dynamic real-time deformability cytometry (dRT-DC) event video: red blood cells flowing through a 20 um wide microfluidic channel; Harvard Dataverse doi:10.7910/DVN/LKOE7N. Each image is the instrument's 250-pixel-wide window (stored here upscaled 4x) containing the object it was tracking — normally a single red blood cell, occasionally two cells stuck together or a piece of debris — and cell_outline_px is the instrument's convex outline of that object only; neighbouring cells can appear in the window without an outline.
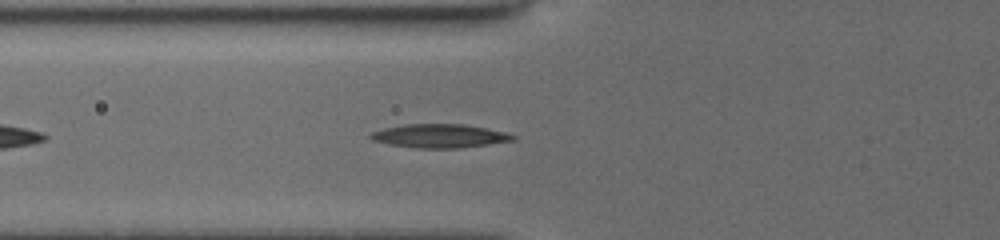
{"species": "common noctule bat (a hibernating species)", "species_latin": "Nyctalus noctula", "temperature_condition": "cold", "stored_images_in_passage": 38, "camera_frame_rate_fps": 3000, "um_per_image_px": 0.085, "animal": {"sex": "female", "body_mass_g": 19.5, "forearm_length_mm": 54.1}, "frame": {"image": 1, "passage_image": 6, "time_ms": 1.667, "image_size_px": [1000, 240], "cell_outline_px": [[516, 140], [460, 148], [416, 148], [388, 144], [372, 140], [368, 136], [372, 132], [384, 128], [404, 124], [464, 124], [504, 132], [516, 136]], "centroid_in_image_um": [37.34, 11.56], "position_along_channel_um": 88.5, "area_um2": 19.54}}
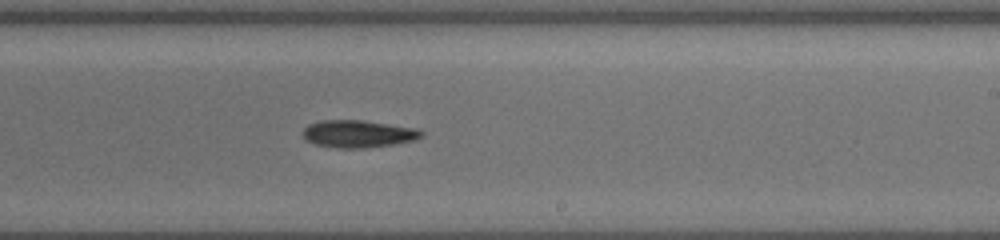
{"frame": {"image": 2, "passage_image": 19, "time_ms": 6.0, "image_size_px": [1000, 240], "cell_outline_px": [[424, 136], [416, 140], [368, 148], [336, 148], [316, 144], [304, 140], [300, 132], [308, 124], [320, 120], [360, 120], [420, 128], [424, 132]], "centroid_in_image_um": [30.44, 11.37], "position_along_channel_um": 258.6, "area_um2": 19.31}}
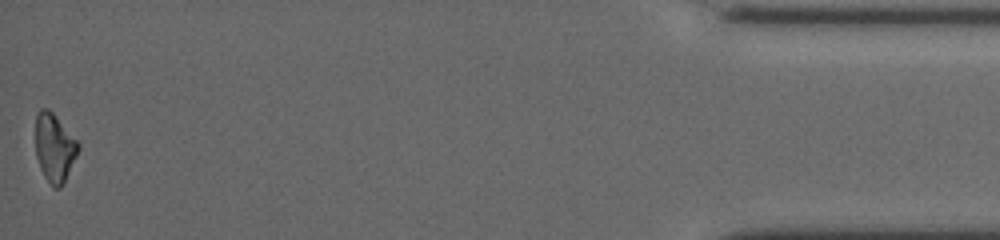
{"frame": {"image": 3, "passage_image": 38, "time_ms": 12.333, "image_size_px": [1000, 240], "cell_outline_px": [[80, 148], [64, 184], [60, 188], [52, 188], [44, 176], [40, 168], [36, 156], [36, 112], [40, 108], [48, 108], [52, 112], [80, 144]], "centroid_in_image_um": [4.63, 12.58], "position_along_channel_um": 430.6, "area_um2": 17.11}, "authors_computed_cell_mechanics": {"area_um2": 18.3804, "velocity_mm_per_s": 3.9283, "shape_relaxation_time_tau1_ms": 3.5921, "shape_relaxation_time_tau2_ms": null, "deformation_change_tau1": 0.1138, "deformation_change_tau2": null}}